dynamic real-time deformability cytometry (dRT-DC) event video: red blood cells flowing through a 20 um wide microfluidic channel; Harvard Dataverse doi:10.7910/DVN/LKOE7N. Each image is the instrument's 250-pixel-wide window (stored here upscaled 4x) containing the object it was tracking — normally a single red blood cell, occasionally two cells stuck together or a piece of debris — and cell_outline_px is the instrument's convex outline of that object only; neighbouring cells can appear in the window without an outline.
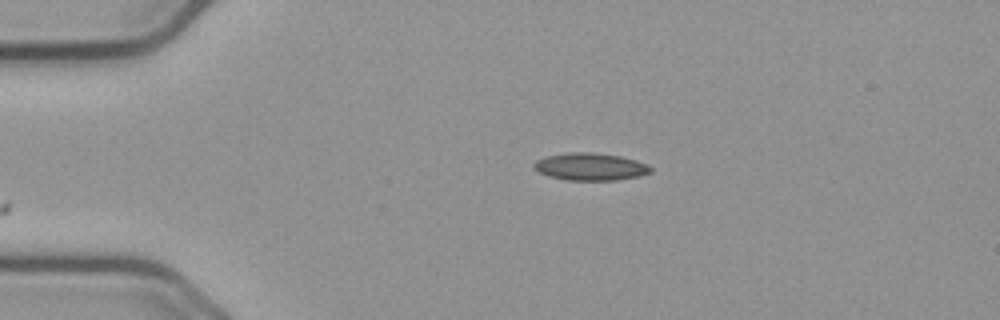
{"species": "common noctule bat (a hibernating species)", "species_latin": "Nyctalus noctula", "temperature_condition": "cold", "stored_images_in_passage": 45, "camera_frame_rate_fps": 3000, "um_per_image_px": 0.085, "animal": {"sex": "male", "body_mass_g": 23.1, "forearm_length_mm": 52.7}, "frame": {"image": 1, "passage_image": 1, "time_ms": 0.0, "image_size_px": [1000, 320], "cell_outline_px": [[652, 172], [640, 176], [616, 180], [568, 180], [548, 176], [532, 168], [532, 164], [536, 160], [548, 156], [572, 152], [592, 152], [620, 156], [636, 160], [648, 164], [652, 168]], "centroid_in_image_um": [50.2, 14.17], "position_along_channel_um": 34.8, "area_um2": 18.67}}
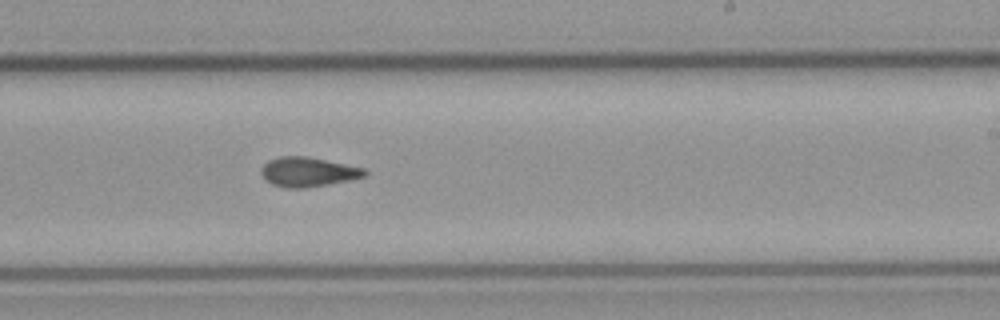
{"frame": {"image": 2, "passage_image": 23, "time_ms": 7.333, "image_size_px": [1000, 320], "cell_outline_px": [[368, 176], [352, 180], [304, 188], [288, 188], [272, 184], [260, 172], [260, 168], [268, 160], [280, 156], [304, 156], [364, 168], [368, 172]], "centroid_in_image_um": [26.2, 14.62], "position_along_channel_um": 262.8, "area_um2": 17.69}}
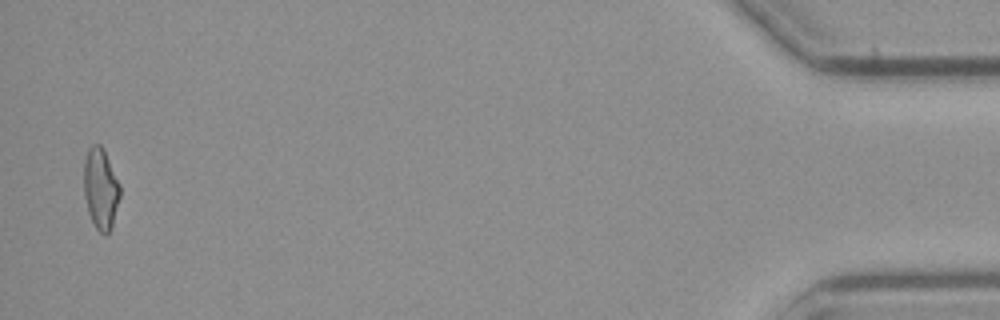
{"frame": {"image": 3, "passage_image": 44, "time_ms": 14.333, "image_size_px": [1000, 320], "cell_outline_px": [[120, 196], [112, 228], [104, 236], [96, 228], [88, 212], [84, 196], [84, 160], [88, 148], [92, 144], [100, 144], [104, 148], [120, 184]], "centroid_in_image_um": [8.56, 16.02], "position_along_channel_um": 426.6, "area_um2": 17.28}, "authors_computed_cell_mechanics": {"area_um2": 17.5134, "velocity_mm_per_s": 3.6745, "shape_relaxation_time_tau1_ms": null, "shape_relaxation_time_tau2_ms": 4.1562, "deformation_change_tau1": null, "deformation_change_tau2": 0.113}}